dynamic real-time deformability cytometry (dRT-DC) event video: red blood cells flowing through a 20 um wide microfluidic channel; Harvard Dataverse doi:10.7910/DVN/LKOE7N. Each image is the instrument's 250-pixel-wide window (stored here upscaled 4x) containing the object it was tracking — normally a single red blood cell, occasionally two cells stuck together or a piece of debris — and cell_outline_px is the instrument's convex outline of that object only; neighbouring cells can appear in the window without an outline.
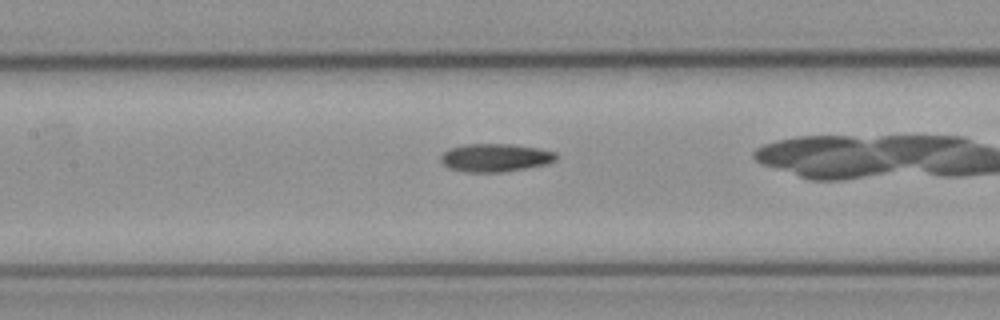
{"species": "common noctule bat (a hibernating species)", "species_latin": "Nyctalus noctula", "temperature_condition": "cold", "stored_images_in_passage": 38, "camera_frame_rate_fps": 3000, "um_per_image_px": 0.085, "animal": {"sex": "female", "body_mass_g": 21.9}, "frame": {"image": 1, "passage_image": 21, "time_ms": 6.667, "image_size_px": [1000, 320], "cell_outline_px": [[560, 156], [556, 160], [548, 164], [528, 168], [504, 172], [468, 172], [448, 168], [440, 160], [440, 156], [448, 148], [468, 144], [512, 144], [536, 148], [556, 152]], "centroid_in_image_um": [42.13, 13.41], "position_along_channel_um": 165.3, "area_um2": 19.07}}
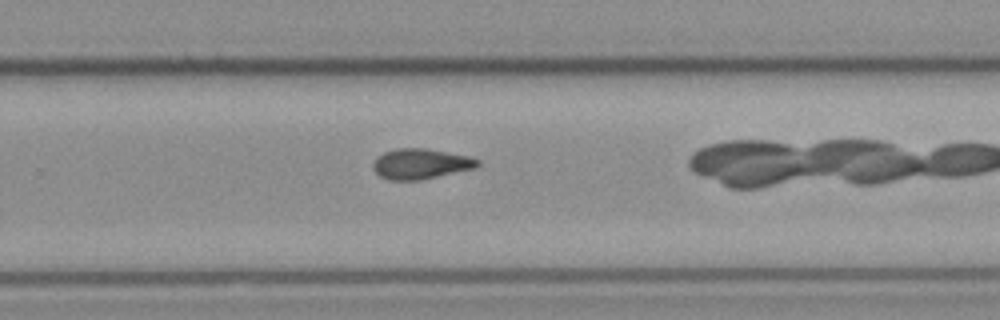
{"frame": {"image": 2, "passage_image": 31, "time_ms": 10.0, "image_size_px": [1000, 320], "cell_outline_px": [[480, 164], [476, 168], [420, 180], [388, 180], [380, 176], [376, 172], [372, 164], [384, 152], [396, 148], [428, 148], [468, 156], [480, 160]], "centroid_in_image_um": [35.79, 13.92], "position_along_channel_um": 294.0, "area_um2": 18.44}}
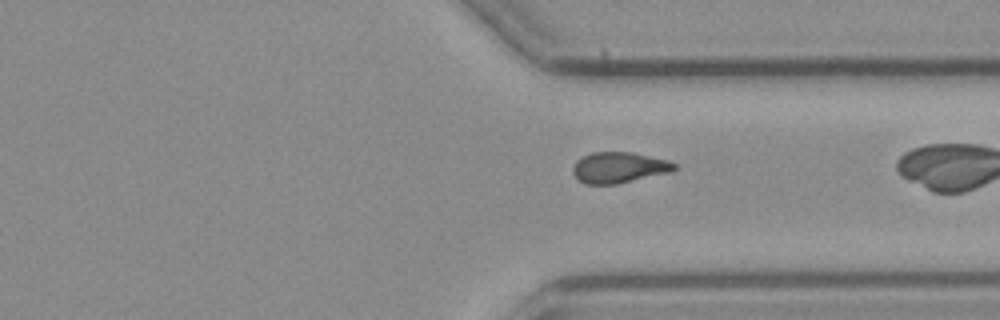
{"frame": {"image": 3, "passage_image": 36, "time_ms": 11.667, "image_size_px": [1000, 320], "cell_outline_px": [[676, 168], [672, 172], [616, 184], [584, 184], [572, 172], [572, 168], [576, 160], [592, 152], [632, 152], [668, 160], [676, 164]], "centroid_in_image_um": [52.62, 14.24], "position_along_channel_um": 358.8, "area_um2": 18.26}}